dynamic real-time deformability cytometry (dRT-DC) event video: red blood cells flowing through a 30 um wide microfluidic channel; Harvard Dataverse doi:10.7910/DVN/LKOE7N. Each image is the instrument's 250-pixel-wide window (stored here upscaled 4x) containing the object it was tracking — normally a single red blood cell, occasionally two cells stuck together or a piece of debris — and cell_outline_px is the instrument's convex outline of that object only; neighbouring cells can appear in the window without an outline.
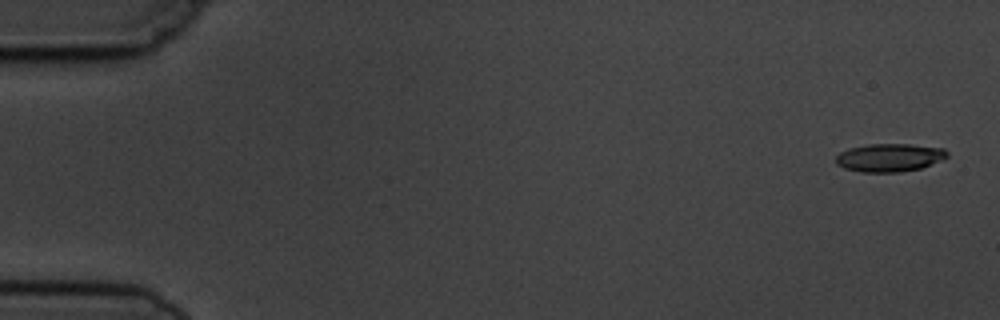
{"species": "common noctule bat (a hibernating species)", "species_latin": "Nyctalus noctula", "temperature_condition": "cold", "stored_images_in_passage": 5, "camera_frame_rate_fps": 3000, "um_per_image_px": 0.085, "animal": {"sex": "male", "body_mass_g": 19.5, "forearm_length_mm": 54.6}, "frame": {"image": 1, "passage_image": 1, "time_ms": 0.0, "image_size_px": [1000, 320], "cell_outline_px": [[948, 156], [940, 160], [920, 168], [900, 172], [860, 172], [844, 168], [836, 164], [836, 156], [840, 152], [848, 148], [868, 144], [908, 144], [944, 148], [948, 152]], "centroid_in_image_um": [75.57, 13.39], "position_along_channel_um": 9.4, "area_um2": 18.21}}
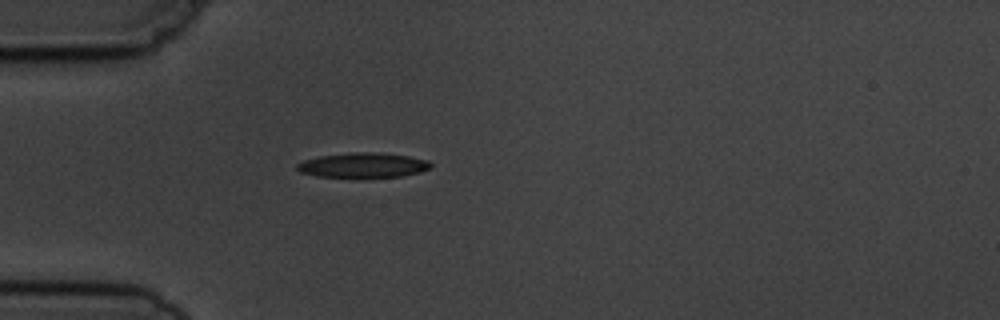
{"frame": {"image": 2, "passage_image": 5, "time_ms": 4.667, "image_size_px": [1000, 320], "cell_outline_px": [[432, 164], [428, 168], [420, 172], [400, 176], [316, 176], [300, 172], [296, 168], [296, 164], [304, 160], [320, 156], [348, 152], [372, 152], [408, 156], [428, 160]], "centroid_in_image_um": [30.83, 14.02], "position_along_channel_um": 54.2, "area_um2": 18.9}}